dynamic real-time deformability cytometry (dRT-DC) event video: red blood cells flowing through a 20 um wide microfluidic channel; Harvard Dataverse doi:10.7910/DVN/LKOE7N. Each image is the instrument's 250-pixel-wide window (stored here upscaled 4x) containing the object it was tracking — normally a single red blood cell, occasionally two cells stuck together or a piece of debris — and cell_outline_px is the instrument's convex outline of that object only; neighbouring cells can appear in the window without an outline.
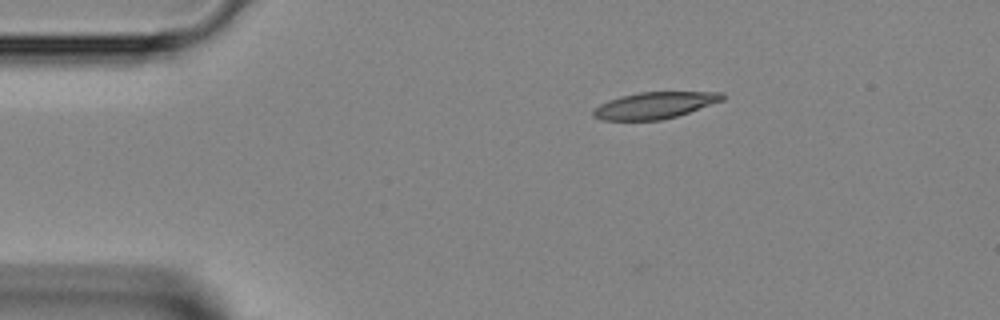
{"species": "Egyptian fruit bat (a non-hibernating species)", "species_latin": "Rousettus aegyptiacus", "temperature_condition": "room temperature", "stored_images_in_passage": 34, "camera_frame_rate_fps": 3000, "um_per_image_px": 0.085, "animal": {"sex": "female"}, "frame": {"image": 1, "passage_image": 1, "time_ms": 0.0, "image_size_px": [1000, 320], "cell_outline_px": [[728, 96], [724, 100], [676, 116], [660, 120], [600, 120], [592, 116], [592, 108], [608, 100], [620, 96], [640, 92], [724, 92]], "centroid_in_image_um": [55.63, 8.95], "position_along_channel_um": 29.4, "area_um2": 20.11}}
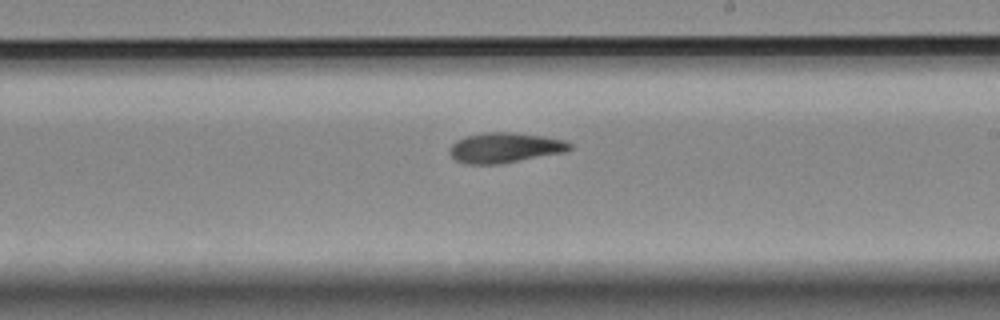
{"frame": {"image": 2, "passage_image": 19, "time_ms": 6.0, "image_size_px": [1000, 320], "cell_outline_px": [[572, 148], [568, 152], [500, 164], [468, 164], [456, 160], [448, 152], [448, 148], [456, 140], [464, 136], [484, 132], [512, 132], [544, 136], [564, 140], [572, 144]], "centroid_in_image_um": [42.93, 12.55], "position_along_channel_um": 246.1, "area_um2": 21.44}}
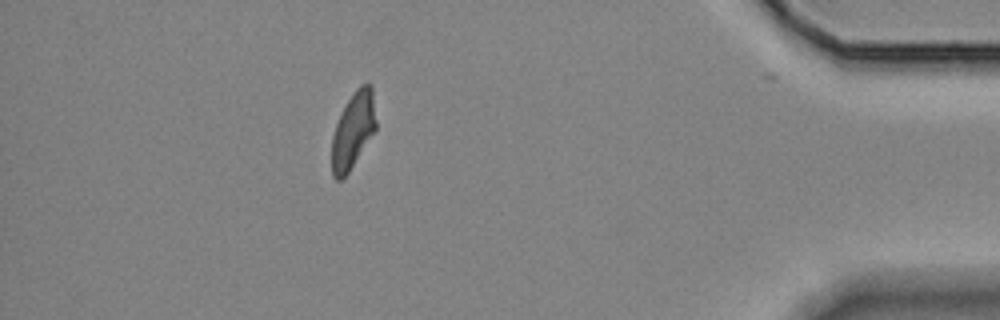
{"frame": {"image": 3, "passage_image": 33, "time_ms": 10.667, "image_size_px": [1000, 320], "cell_outline_px": [[376, 128], [348, 172], [340, 180], [336, 180], [332, 176], [332, 136], [336, 124], [348, 100], [356, 88], [360, 84], [368, 80], [372, 84], [376, 120]], "centroid_in_image_um": [30.02, 11.02], "position_along_channel_um": 405.2, "area_um2": 19.42}}